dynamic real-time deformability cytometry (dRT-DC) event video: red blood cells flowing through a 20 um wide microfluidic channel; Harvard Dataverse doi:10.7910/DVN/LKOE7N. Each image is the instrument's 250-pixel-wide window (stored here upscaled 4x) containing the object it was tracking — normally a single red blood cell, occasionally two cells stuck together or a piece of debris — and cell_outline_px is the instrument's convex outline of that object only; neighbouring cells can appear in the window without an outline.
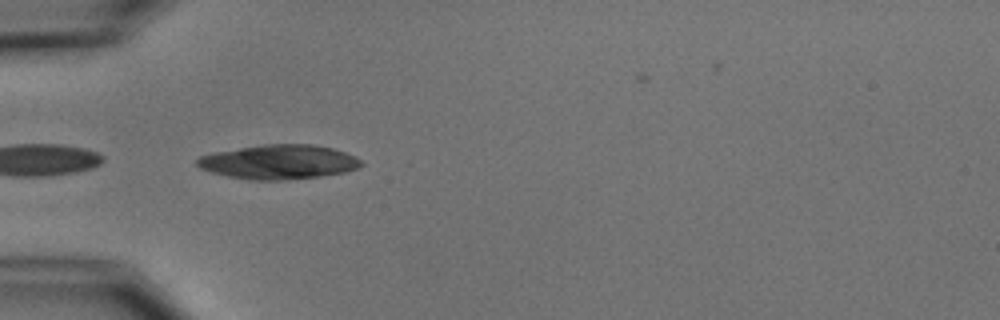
{"species": "common noctule bat (a hibernating species)", "species_latin": "Nyctalus noctula", "temperature_condition": "cold", "stored_images_in_passage": 8, "camera_frame_rate_fps": 3000, "um_per_image_px": 0.085, "animal": {"sex": "male", "body_mass_g": 15.6}, "frame": {"image": 1, "passage_image": 5, "time_ms": 4.667, "image_size_px": [1000, 320], "cell_outline_px": [[364, 164], [360, 168], [344, 172], [320, 176], [284, 180], [248, 180], [228, 176], [212, 172], [200, 168], [196, 164], [196, 160], [200, 156], [216, 152], [264, 144], [312, 144], [332, 148], [356, 156]], "centroid_in_image_um": [23.72, 13.77], "position_along_channel_um": 61.3, "area_um2": 32.77}}